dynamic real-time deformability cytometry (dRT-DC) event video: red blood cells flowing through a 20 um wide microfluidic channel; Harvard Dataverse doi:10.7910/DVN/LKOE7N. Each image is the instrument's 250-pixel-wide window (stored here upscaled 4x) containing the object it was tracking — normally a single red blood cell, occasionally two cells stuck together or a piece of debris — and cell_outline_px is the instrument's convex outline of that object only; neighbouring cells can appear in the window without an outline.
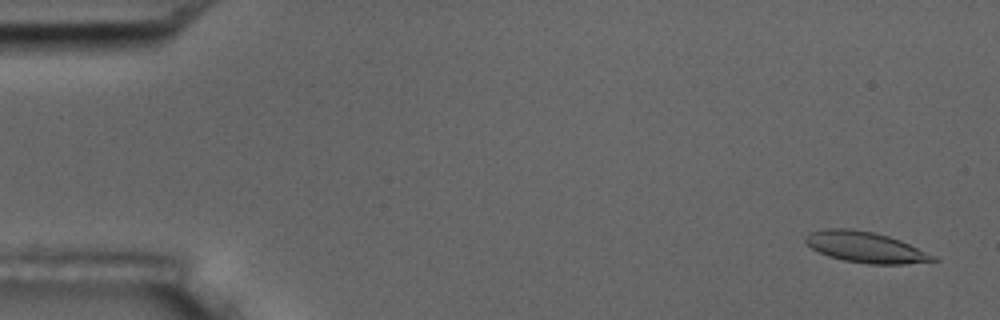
{"species": "common noctule bat (a hibernating species)", "species_latin": "Nyctalus noctula", "temperature_condition": "room temperature", "stored_images_in_passage": 56, "camera_frame_rate_fps": 3000, "um_per_image_px": 0.085, "animal": {"sex": "male", "body_mass_g": 17.5, "forearm_length_mm": 52.3}, "frame": {"image": 1, "passage_image": 3, "time_ms": 0.667, "image_size_px": [1000, 320], "cell_outline_px": [[940, 260], [904, 264], [868, 264], [844, 260], [828, 256], [812, 248], [804, 240], [808, 232], [824, 228], [852, 228], [872, 232], [888, 236], [900, 240], [936, 256]], "centroid_in_image_um": [73.55, 21.0], "position_along_channel_um": 11.4, "area_um2": 22.89}}
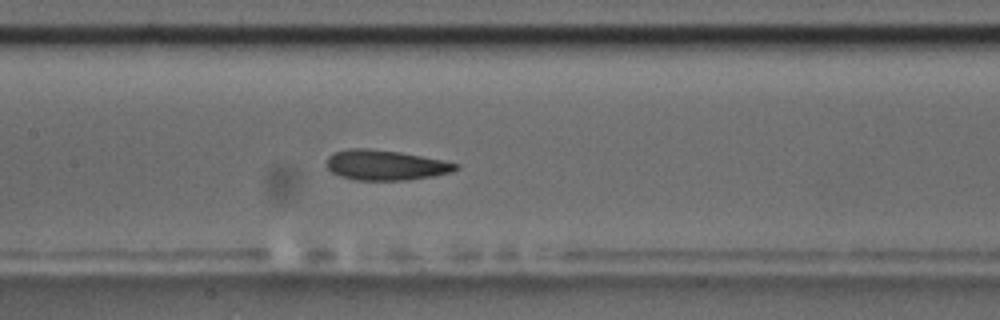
{"frame": {"image": 2, "passage_image": 27, "time_ms": 8.667, "image_size_px": [1000, 320], "cell_outline_px": [[460, 168], [452, 172], [432, 176], [404, 180], [356, 180], [340, 176], [332, 172], [324, 164], [328, 156], [332, 152], [348, 148], [368, 148], [400, 152], [444, 160], [460, 164]], "centroid_in_image_um": [32.75, 14.02], "position_along_channel_um": 174.7, "area_um2": 22.95}}
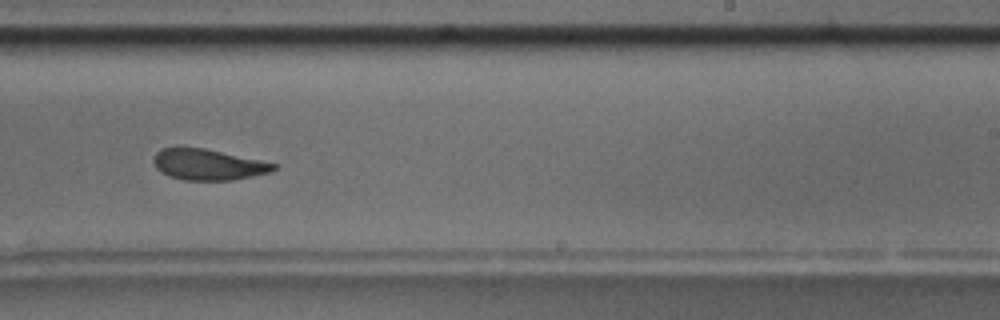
{"frame": {"image": 3, "passage_image": 35, "time_ms": 11.333, "image_size_px": [1000, 320], "cell_outline_px": [[280, 164], [272, 172], [232, 180], [184, 180], [168, 176], [156, 168], [152, 160], [156, 152], [160, 148], [176, 144], [180, 144], [204, 148]], "centroid_in_image_um": [17.63, 13.94], "position_along_channel_um": 271.4, "area_um2": 22.37}, "authors_computed_cell_mechanics": {"area_um2": 22.9755, "velocity_mm_per_s": 3.6429, "shape_relaxation_time_tau1_ms": 5.8798, "shape_relaxation_time_tau2_ms": 1.9393, "deformation_change_tau1": 0.1768, "deformation_change_tau2": 0.0898}}